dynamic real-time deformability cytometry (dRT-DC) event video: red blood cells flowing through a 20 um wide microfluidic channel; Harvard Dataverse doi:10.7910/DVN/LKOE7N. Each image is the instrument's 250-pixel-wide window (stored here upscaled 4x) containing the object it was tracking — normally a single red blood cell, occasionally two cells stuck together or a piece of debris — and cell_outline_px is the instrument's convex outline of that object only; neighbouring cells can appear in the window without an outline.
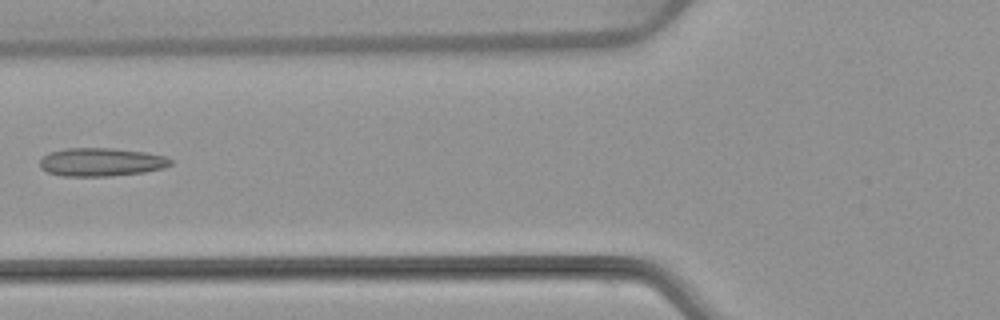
{"species": "common noctule bat (a hibernating species)", "species_latin": "Nyctalus noctula", "temperature_condition": "warm", "stored_images_in_passage": 5, "camera_frame_rate_fps": 3000, "um_per_image_px": 0.085, "animal": {"sex": "female", "body_mass_g": 22.7, "forearm_length_mm": 54.2}, "frame": {"image": 1, "passage_image": 5, "time_ms": 5.667, "image_size_px": [1000, 320], "cell_outline_px": [[172, 164], [164, 168], [144, 172], [112, 176], [60, 176], [48, 172], [40, 168], [40, 160], [48, 152], [64, 148], [112, 148], [144, 152], [168, 156], [172, 160]], "centroid_in_image_um": [8.61, 13.77], "position_along_channel_um": 117.2, "area_um2": 21.79}}